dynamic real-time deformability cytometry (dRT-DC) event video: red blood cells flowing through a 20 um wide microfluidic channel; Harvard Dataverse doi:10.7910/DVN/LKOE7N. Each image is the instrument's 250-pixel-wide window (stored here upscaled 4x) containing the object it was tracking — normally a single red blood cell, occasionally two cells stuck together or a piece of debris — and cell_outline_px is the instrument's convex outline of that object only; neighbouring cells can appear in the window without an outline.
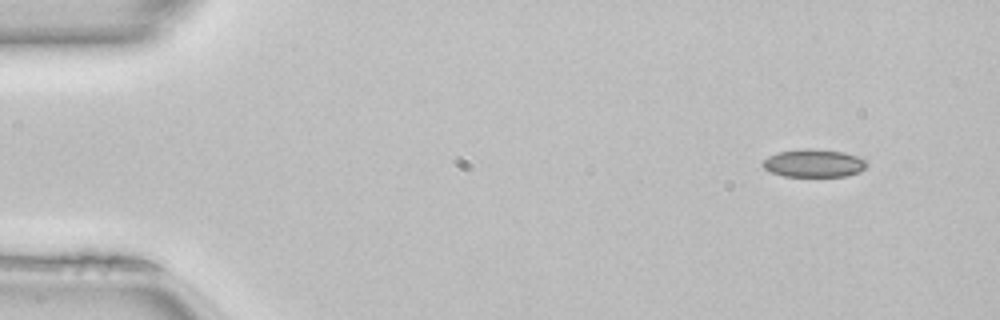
{"species": "common noctule bat (a hibernating species)", "species_latin": "Nyctalus noctula", "temperature_condition": "room temperature", "stored_images_in_passage": 46, "camera_frame_rate_fps": 3000, "um_per_image_px": 0.085, "animal": {"sex": "female", "body_mass_g": 22.7, "forearm_length_mm": 54.2}, "frame": {"image": 1, "passage_image": 1, "time_ms": 0.0, "image_size_px": [1000, 320], "cell_outline_px": [[868, 164], [860, 172], [848, 176], [784, 176], [772, 172], [764, 168], [764, 160], [768, 156], [776, 152], [808, 148], [844, 152], [860, 156], [868, 160]], "centroid_in_image_um": [69.24, 13.86], "position_along_channel_um": 15.8, "area_um2": 16.99}}
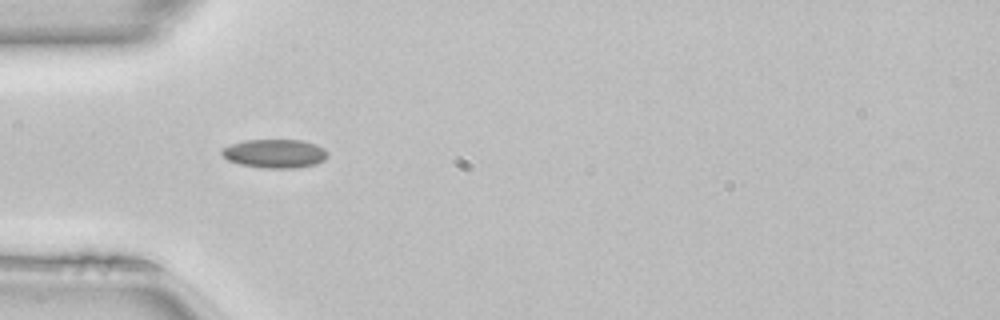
{"frame": {"image": 2, "passage_image": 12, "time_ms": 3.667, "image_size_px": [1000, 320], "cell_outline_px": [[328, 156], [324, 160], [316, 164], [296, 168], [264, 168], [240, 164], [228, 160], [220, 152], [224, 148], [232, 144], [244, 140], [304, 140], [316, 144], [324, 148], [328, 152]], "centroid_in_image_um": [23.4, 13.05], "position_along_channel_um": 61.6, "area_um2": 17.74}}
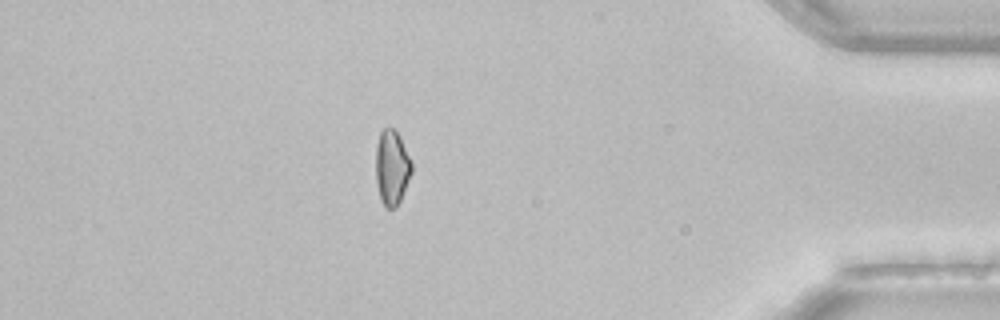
{"frame": {"image": 3, "passage_image": 40, "time_ms": 13.0, "image_size_px": [1000, 320], "cell_outline_px": [[412, 172], [400, 200], [396, 208], [388, 208], [380, 200], [376, 184], [376, 144], [380, 132], [384, 128], [392, 128], [396, 132], [412, 164]], "centroid_in_image_um": [33.28, 14.27], "position_along_channel_um": 401.9, "area_um2": 15.37}, "authors_computed_cell_mechanics": {"area_um2": 16.2418, "velocity_mm_per_s": 4.1283, "shape_relaxation_time_tau1_ms": 11.2466, "shape_relaxation_time_tau2_ms": 3.6458, "deformation_change_tau1": 0.1953, "deformation_change_tau2": 0.0928}}